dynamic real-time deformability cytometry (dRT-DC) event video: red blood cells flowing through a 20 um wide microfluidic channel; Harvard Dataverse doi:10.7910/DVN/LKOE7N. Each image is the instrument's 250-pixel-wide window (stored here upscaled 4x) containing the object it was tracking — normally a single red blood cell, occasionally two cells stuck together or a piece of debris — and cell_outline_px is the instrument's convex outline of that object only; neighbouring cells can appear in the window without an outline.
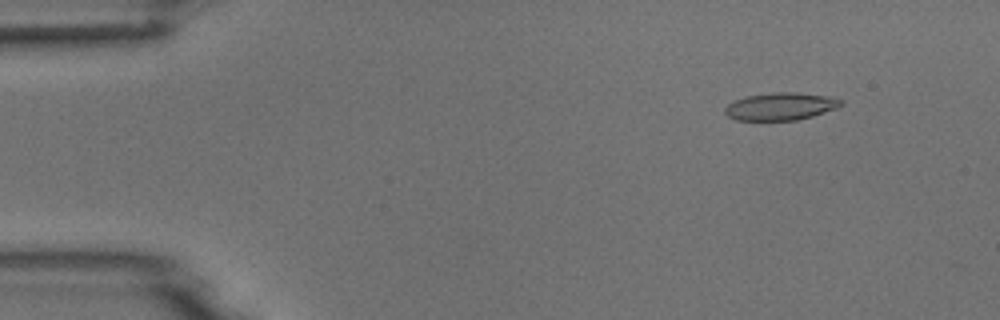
{"species": "common noctule bat (a hibernating species)", "species_latin": "Nyctalus noctula", "temperature_condition": "room temperature", "stored_images_in_passage": 5, "camera_frame_rate_fps": 3000, "um_per_image_px": 0.085, "animal": {"sex": "male", "body_mass_g": 18.8}, "frame": {"image": 1, "passage_image": 2, "time_ms": 1.333, "image_size_px": [1000, 320], "cell_outline_px": [[844, 104], [836, 108], [812, 116], [796, 120], [736, 120], [728, 116], [724, 112], [724, 108], [728, 104], [736, 100], [748, 96], [772, 92], [796, 92], [828, 96], [840, 100]], "centroid_in_image_um": [66.34, 9.04], "position_along_channel_um": 18.7, "area_um2": 18.44}}
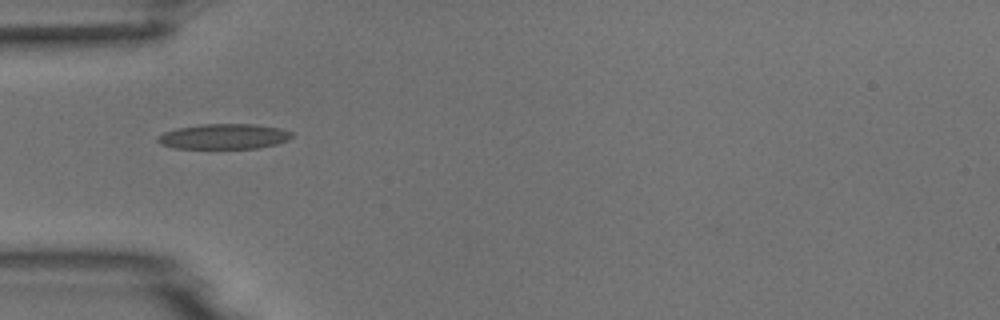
{"frame": {"image": 2, "passage_image": 5, "time_ms": 5.0, "image_size_px": [1000, 320], "cell_outline_px": [[292, 136], [288, 140], [276, 144], [256, 148], [172, 148], [160, 144], [156, 140], [156, 136], [164, 132], [176, 128], [200, 124], [256, 124], [280, 128], [292, 132]], "centroid_in_image_um": [18.99, 11.59], "position_along_channel_um": 66.0, "area_um2": 19.83}}